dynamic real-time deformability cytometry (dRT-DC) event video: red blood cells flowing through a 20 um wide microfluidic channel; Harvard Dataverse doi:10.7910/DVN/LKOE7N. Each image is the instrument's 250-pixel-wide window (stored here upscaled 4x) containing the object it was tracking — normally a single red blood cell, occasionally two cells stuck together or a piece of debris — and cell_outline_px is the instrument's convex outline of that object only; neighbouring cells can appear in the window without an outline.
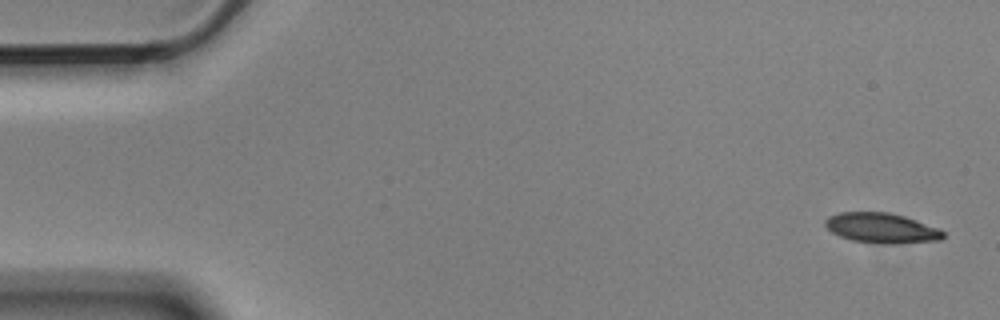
{"species": "Egyptian fruit bat (a non-hibernating species)", "species_latin": "Rousettus aegyptiacus", "temperature_condition": "cold", "stored_images_in_passage": 5, "camera_frame_rate_fps": 3000, "um_per_image_px": 0.085, "animal": {"sex": "male"}, "frame": {"image": 1, "passage_image": 1, "time_ms": 0.0, "image_size_px": [1000, 320], "cell_outline_px": [[944, 236], [940, 240], [892, 244], [884, 244], [852, 240], [840, 236], [832, 232], [824, 224], [824, 220], [828, 216], [840, 212], [888, 212], [904, 216], [940, 228], [944, 232]], "centroid_in_image_um": [74.93, 19.38], "position_along_channel_um": 10.1, "area_um2": 20.69}}